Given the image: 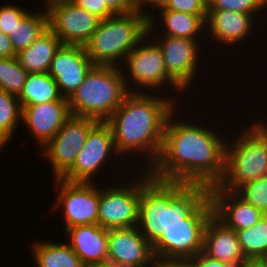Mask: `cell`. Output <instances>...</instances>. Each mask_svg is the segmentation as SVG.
<instances>
[{"mask_svg":"<svg viewBox=\"0 0 267 267\" xmlns=\"http://www.w3.org/2000/svg\"><path fill=\"white\" fill-rule=\"evenodd\" d=\"M175 112L167 120L162 148L148 170L150 175L159 180L209 188L218 185L225 172L226 140L219 136V131L176 119Z\"/></svg>","mask_w":267,"mask_h":267,"instance_id":"cell-1","label":"cell"},{"mask_svg":"<svg viewBox=\"0 0 267 267\" xmlns=\"http://www.w3.org/2000/svg\"><path fill=\"white\" fill-rule=\"evenodd\" d=\"M142 172L137 227L152 246L173 225L207 224L213 215L208 186L159 180L146 169Z\"/></svg>","mask_w":267,"mask_h":267,"instance_id":"cell-2","label":"cell"},{"mask_svg":"<svg viewBox=\"0 0 267 267\" xmlns=\"http://www.w3.org/2000/svg\"><path fill=\"white\" fill-rule=\"evenodd\" d=\"M152 94L130 92L106 121L120 157L141 152L147 166L143 168L147 170L158 159L167 120L178 104L175 96Z\"/></svg>","mask_w":267,"mask_h":267,"instance_id":"cell-3","label":"cell"},{"mask_svg":"<svg viewBox=\"0 0 267 267\" xmlns=\"http://www.w3.org/2000/svg\"><path fill=\"white\" fill-rule=\"evenodd\" d=\"M148 23V16L139 11L100 20L85 45L88 57L94 65L121 67L127 55L148 35Z\"/></svg>","mask_w":267,"mask_h":267,"instance_id":"cell-4","label":"cell"},{"mask_svg":"<svg viewBox=\"0 0 267 267\" xmlns=\"http://www.w3.org/2000/svg\"><path fill=\"white\" fill-rule=\"evenodd\" d=\"M129 93L121 67L94 65L68 99L70 113L106 122Z\"/></svg>","mask_w":267,"mask_h":267,"instance_id":"cell-5","label":"cell"},{"mask_svg":"<svg viewBox=\"0 0 267 267\" xmlns=\"http://www.w3.org/2000/svg\"><path fill=\"white\" fill-rule=\"evenodd\" d=\"M249 123L225 147V172L217 185L235 191L245 182L267 175V122Z\"/></svg>","mask_w":267,"mask_h":267,"instance_id":"cell-6","label":"cell"},{"mask_svg":"<svg viewBox=\"0 0 267 267\" xmlns=\"http://www.w3.org/2000/svg\"><path fill=\"white\" fill-rule=\"evenodd\" d=\"M146 36L126 57L122 68L124 81L129 92L156 93L166 87L170 92L184 90L167 74L163 53L158 44ZM146 39H149L146 40ZM150 42V43H149ZM130 78V79H129ZM130 81V82H129ZM131 85V86H130ZM169 85V86H167ZM173 88V89H172ZM151 90V91H150ZM153 90V91H152Z\"/></svg>","mask_w":267,"mask_h":267,"instance_id":"cell-7","label":"cell"},{"mask_svg":"<svg viewBox=\"0 0 267 267\" xmlns=\"http://www.w3.org/2000/svg\"><path fill=\"white\" fill-rule=\"evenodd\" d=\"M98 122L90 117L71 115L57 134L41 148L39 152L51 164L54 179L61 178L74 165L90 130Z\"/></svg>","mask_w":267,"mask_h":267,"instance_id":"cell-8","label":"cell"},{"mask_svg":"<svg viewBox=\"0 0 267 267\" xmlns=\"http://www.w3.org/2000/svg\"><path fill=\"white\" fill-rule=\"evenodd\" d=\"M123 184L125 182L107 188L99 185L98 225L105 229L135 227L138 224L140 175L127 185Z\"/></svg>","mask_w":267,"mask_h":267,"instance_id":"cell-9","label":"cell"},{"mask_svg":"<svg viewBox=\"0 0 267 267\" xmlns=\"http://www.w3.org/2000/svg\"><path fill=\"white\" fill-rule=\"evenodd\" d=\"M58 195L52 210L59 207L64 217V230L78 225L98 224L99 186L86 182L54 179Z\"/></svg>","mask_w":267,"mask_h":267,"instance_id":"cell-10","label":"cell"},{"mask_svg":"<svg viewBox=\"0 0 267 267\" xmlns=\"http://www.w3.org/2000/svg\"><path fill=\"white\" fill-rule=\"evenodd\" d=\"M45 7L49 29L60 39L62 45L85 46L101 20L71 0L54 1Z\"/></svg>","mask_w":267,"mask_h":267,"instance_id":"cell-11","label":"cell"},{"mask_svg":"<svg viewBox=\"0 0 267 267\" xmlns=\"http://www.w3.org/2000/svg\"><path fill=\"white\" fill-rule=\"evenodd\" d=\"M120 154L117 152L112 130L106 122H98L89 132L85 145L78 153L74 165L61 177L70 182L93 183L101 167ZM103 165V166H102Z\"/></svg>","mask_w":267,"mask_h":267,"instance_id":"cell-12","label":"cell"},{"mask_svg":"<svg viewBox=\"0 0 267 267\" xmlns=\"http://www.w3.org/2000/svg\"><path fill=\"white\" fill-rule=\"evenodd\" d=\"M159 34V38L155 37V33L148 34V36L153 37L151 39H155L154 41L161 48L167 74L183 90L187 91L198 73L196 71H199L197 67L200 64L198 61H201L199 59L201 50H199L200 44L198 43L202 41V37L201 40H191L165 35L162 37Z\"/></svg>","mask_w":267,"mask_h":267,"instance_id":"cell-13","label":"cell"},{"mask_svg":"<svg viewBox=\"0 0 267 267\" xmlns=\"http://www.w3.org/2000/svg\"><path fill=\"white\" fill-rule=\"evenodd\" d=\"M93 66L85 46L61 45L55 52L48 74L55 79L61 96L69 99Z\"/></svg>","mask_w":267,"mask_h":267,"instance_id":"cell-14","label":"cell"},{"mask_svg":"<svg viewBox=\"0 0 267 267\" xmlns=\"http://www.w3.org/2000/svg\"><path fill=\"white\" fill-rule=\"evenodd\" d=\"M152 245L135 227L108 229V260L122 267H151Z\"/></svg>","mask_w":267,"mask_h":267,"instance_id":"cell-15","label":"cell"},{"mask_svg":"<svg viewBox=\"0 0 267 267\" xmlns=\"http://www.w3.org/2000/svg\"><path fill=\"white\" fill-rule=\"evenodd\" d=\"M206 224L173 225L152 246L155 257L189 260L203 252Z\"/></svg>","mask_w":267,"mask_h":267,"instance_id":"cell-16","label":"cell"},{"mask_svg":"<svg viewBox=\"0 0 267 267\" xmlns=\"http://www.w3.org/2000/svg\"><path fill=\"white\" fill-rule=\"evenodd\" d=\"M71 116L68 99L22 108V125L25 124L40 149L50 141Z\"/></svg>","mask_w":267,"mask_h":267,"instance_id":"cell-17","label":"cell"},{"mask_svg":"<svg viewBox=\"0 0 267 267\" xmlns=\"http://www.w3.org/2000/svg\"><path fill=\"white\" fill-rule=\"evenodd\" d=\"M209 196L213 205V215L234 231L253 226L265 215L235 191L225 190L215 185L209 188Z\"/></svg>","mask_w":267,"mask_h":267,"instance_id":"cell-18","label":"cell"},{"mask_svg":"<svg viewBox=\"0 0 267 267\" xmlns=\"http://www.w3.org/2000/svg\"><path fill=\"white\" fill-rule=\"evenodd\" d=\"M258 16L231 10L208 9L205 20L206 31L209 32L207 37L211 35L213 42L216 40L217 44L225 46L239 44L253 34L254 20Z\"/></svg>","mask_w":267,"mask_h":267,"instance_id":"cell-19","label":"cell"},{"mask_svg":"<svg viewBox=\"0 0 267 267\" xmlns=\"http://www.w3.org/2000/svg\"><path fill=\"white\" fill-rule=\"evenodd\" d=\"M203 253L209 258L242 267L249 261L242 254L237 234L214 215L207 221L204 230Z\"/></svg>","mask_w":267,"mask_h":267,"instance_id":"cell-20","label":"cell"},{"mask_svg":"<svg viewBox=\"0 0 267 267\" xmlns=\"http://www.w3.org/2000/svg\"><path fill=\"white\" fill-rule=\"evenodd\" d=\"M69 246L85 267L108 260V229L98 224L72 226L64 231Z\"/></svg>","mask_w":267,"mask_h":267,"instance_id":"cell-21","label":"cell"},{"mask_svg":"<svg viewBox=\"0 0 267 267\" xmlns=\"http://www.w3.org/2000/svg\"><path fill=\"white\" fill-rule=\"evenodd\" d=\"M160 18H156L154 13L148 17L149 27L148 34H153L156 26L159 24L163 29L161 35L174 36L184 39L200 40L198 38L205 37L206 31L205 20L207 15H192L184 12H175L170 10H158ZM160 20L162 23H158ZM156 24V25H155ZM162 24V25H161ZM202 33V34H201Z\"/></svg>","mask_w":267,"mask_h":267,"instance_id":"cell-22","label":"cell"},{"mask_svg":"<svg viewBox=\"0 0 267 267\" xmlns=\"http://www.w3.org/2000/svg\"><path fill=\"white\" fill-rule=\"evenodd\" d=\"M61 45L60 39L48 28L30 46L19 51L16 58L27 73H48L55 52Z\"/></svg>","mask_w":267,"mask_h":267,"instance_id":"cell-23","label":"cell"},{"mask_svg":"<svg viewBox=\"0 0 267 267\" xmlns=\"http://www.w3.org/2000/svg\"><path fill=\"white\" fill-rule=\"evenodd\" d=\"M36 267H85L68 243L37 241L32 243Z\"/></svg>","mask_w":267,"mask_h":267,"instance_id":"cell-24","label":"cell"},{"mask_svg":"<svg viewBox=\"0 0 267 267\" xmlns=\"http://www.w3.org/2000/svg\"><path fill=\"white\" fill-rule=\"evenodd\" d=\"M17 98L23 108L28 105L60 101L63 97L55 79L48 73L29 72Z\"/></svg>","mask_w":267,"mask_h":267,"instance_id":"cell-25","label":"cell"},{"mask_svg":"<svg viewBox=\"0 0 267 267\" xmlns=\"http://www.w3.org/2000/svg\"><path fill=\"white\" fill-rule=\"evenodd\" d=\"M43 10L34 13L30 11L16 25L12 33H8L16 54L30 46L49 28L47 8L45 7Z\"/></svg>","mask_w":267,"mask_h":267,"instance_id":"cell-26","label":"cell"},{"mask_svg":"<svg viewBox=\"0 0 267 267\" xmlns=\"http://www.w3.org/2000/svg\"><path fill=\"white\" fill-rule=\"evenodd\" d=\"M235 232L242 254L249 262L267 257V214L253 226Z\"/></svg>","mask_w":267,"mask_h":267,"instance_id":"cell-27","label":"cell"},{"mask_svg":"<svg viewBox=\"0 0 267 267\" xmlns=\"http://www.w3.org/2000/svg\"><path fill=\"white\" fill-rule=\"evenodd\" d=\"M19 123H22V107L17 96L0 90V150L11 141Z\"/></svg>","mask_w":267,"mask_h":267,"instance_id":"cell-28","label":"cell"},{"mask_svg":"<svg viewBox=\"0 0 267 267\" xmlns=\"http://www.w3.org/2000/svg\"><path fill=\"white\" fill-rule=\"evenodd\" d=\"M27 74L16 56L0 58V90L18 96L25 84Z\"/></svg>","mask_w":267,"mask_h":267,"instance_id":"cell-29","label":"cell"},{"mask_svg":"<svg viewBox=\"0 0 267 267\" xmlns=\"http://www.w3.org/2000/svg\"><path fill=\"white\" fill-rule=\"evenodd\" d=\"M235 192L246 202L267 214V175L243 183Z\"/></svg>","mask_w":267,"mask_h":267,"instance_id":"cell-30","label":"cell"},{"mask_svg":"<svg viewBox=\"0 0 267 267\" xmlns=\"http://www.w3.org/2000/svg\"><path fill=\"white\" fill-rule=\"evenodd\" d=\"M208 9H222L256 15L266 6L261 0H208ZM259 12V13H258Z\"/></svg>","mask_w":267,"mask_h":267,"instance_id":"cell-31","label":"cell"},{"mask_svg":"<svg viewBox=\"0 0 267 267\" xmlns=\"http://www.w3.org/2000/svg\"><path fill=\"white\" fill-rule=\"evenodd\" d=\"M30 11L19 7L16 4H4L0 7V31L4 34L12 33L16 25L29 13Z\"/></svg>","mask_w":267,"mask_h":267,"instance_id":"cell-32","label":"cell"},{"mask_svg":"<svg viewBox=\"0 0 267 267\" xmlns=\"http://www.w3.org/2000/svg\"><path fill=\"white\" fill-rule=\"evenodd\" d=\"M157 10H170L192 15H207L208 0H168L164 7Z\"/></svg>","mask_w":267,"mask_h":267,"instance_id":"cell-33","label":"cell"},{"mask_svg":"<svg viewBox=\"0 0 267 267\" xmlns=\"http://www.w3.org/2000/svg\"><path fill=\"white\" fill-rule=\"evenodd\" d=\"M78 7L86 9L88 12L95 14L101 20L113 16L115 13L100 0H71Z\"/></svg>","mask_w":267,"mask_h":267,"instance_id":"cell-34","label":"cell"},{"mask_svg":"<svg viewBox=\"0 0 267 267\" xmlns=\"http://www.w3.org/2000/svg\"><path fill=\"white\" fill-rule=\"evenodd\" d=\"M102 3H106L107 6L115 14H127L138 11L137 0H100Z\"/></svg>","mask_w":267,"mask_h":267,"instance_id":"cell-35","label":"cell"},{"mask_svg":"<svg viewBox=\"0 0 267 267\" xmlns=\"http://www.w3.org/2000/svg\"><path fill=\"white\" fill-rule=\"evenodd\" d=\"M190 267H234L228 263L209 258L203 252L189 259Z\"/></svg>","mask_w":267,"mask_h":267,"instance_id":"cell-36","label":"cell"},{"mask_svg":"<svg viewBox=\"0 0 267 267\" xmlns=\"http://www.w3.org/2000/svg\"><path fill=\"white\" fill-rule=\"evenodd\" d=\"M16 53L12 47L11 39L7 34L0 31V58L15 57Z\"/></svg>","mask_w":267,"mask_h":267,"instance_id":"cell-37","label":"cell"},{"mask_svg":"<svg viewBox=\"0 0 267 267\" xmlns=\"http://www.w3.org/2000/svg\"><path fill=\"white\" fill-rule=\"evenodd\" d=\"M151 267H190L189 260L164 259L155 257Z\"/></svg>","mask_w":267,"mask_h":267,"instance_id":"cell-38","label":"cell"},{"mask_svg":"<svg viewBox=\"0 0 267 267\" xmlns=\"http://www.w3.org/2000/svg\"><path fill=\"white\" fill-rule=\"evenodd\" d=\"M167 2H168V0H137L138 11L149 17L150 15L153 14V10L164 7ZM148 6H150V8L152 7V10H148V11H151V13L147 12V11L144 12V10Z\"/></svg>","mask_w":267,"mask_h":267,"instance_id":"cell-39","label":"cell"},{"mask_svg":"<svg viewBox=\"0 0 267 267\" xmlns=\"http://www.w3.org/2000/svg\"><path fill=\"white\" fill-rule=\"evenodd\" d=\"M90 267H122V266L115 263V262H111V261L107 260V261L101 262L99 264L92 265Z\"/></svg>","mask_w":267,"mask_h":267,"instance_id":"cell-40","label":"cell"},{"mask_svg":"<svg viewBox=\"0 0 267 267\" xmlns=\"http://www.w3.org/2000/svg\"><path fill=\"white\" fill-rule=\"evenodd\" d=\"M256 263H257L260 267H267V257H266V258H262V259L256 261Z\"/></svg>","mask_w":267,"mask_h":267,"instance_id":"cell-41","label":"cell"},{"mask_svg":"<svg viewBox=\"0 0 267 267\" xmlns=\"http://www.w3.org/2000/svg\"><path fill=\"white\" fill-rule=\"evenodd\" d=\"M242 267H260L256 262H249L246 265H243Z\"/></svg>","mask_w":267,"mask_h":267,"instance_id":"cell-42","label":"cell"},{"mask_svg":"<svg viewBox=\"0 0 267 267\" xmlns=\"http://www.w3.org/2000/svg\"><path fill=\"white\" fill-rule=\"evenodd\" d=\"M54 1H59V0H47V5L54 2Z\"/></svg>","mask_w":267,"mask_h":267,"instance_id":"cell-43","label":"cell"},{"mask_svg":"<svg viewBox=\"0 0 267 267\" xmlns=\"http://www.w3.org/2000/svg\"><path fill=\"white\" fill-rule=\"evenodd\" d=\"M263 4L267 7V0H261Z\"/></svg>","mask_w":267,"mask_h":267,"instance_id":"cell-44","label":"cell"},{"mask_svg":"<svg viewBox=\"0 0 267 267\" xmlns=\"http://www.w3.org/2000/svg\"><path fill=\"white\" fill-rule=\"evenodd\" d=\"M44 3H45V4H44L43 6H46V5H47V0H44Z\"/></svg>","mask_w":267,"mask_h":267,"instance_id":"cell-45","label":"cell"}]
</instances>
